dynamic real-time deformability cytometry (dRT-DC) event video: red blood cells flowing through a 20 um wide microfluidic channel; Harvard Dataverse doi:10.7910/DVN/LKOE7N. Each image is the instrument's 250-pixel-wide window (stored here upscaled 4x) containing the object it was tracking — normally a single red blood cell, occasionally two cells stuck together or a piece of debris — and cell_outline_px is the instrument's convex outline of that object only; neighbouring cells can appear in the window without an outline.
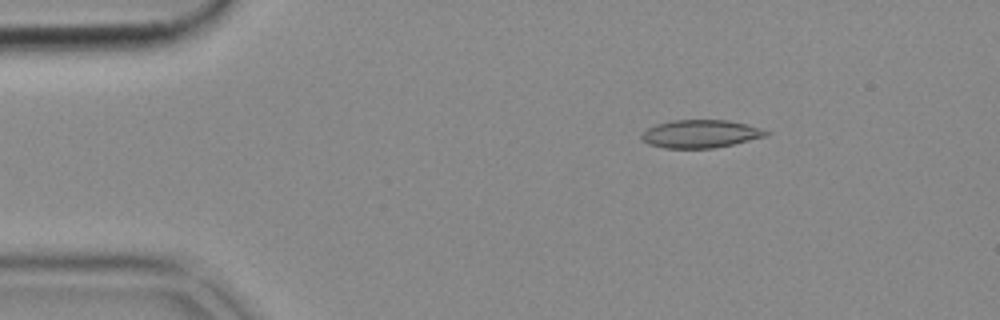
{"species": "common noctule bat (a hibernating species)", "species_latin": "Nyctalus noctula", "temperature_condition": "cold", "stored_images_in_passage": 52, "camera_frame_rate_fps": 3000, "um_per_image_px": 0.085, "animal": {"sex": "female", "body_mass_g": 18.4}, "frame": {"image": 1, "passage_image": 8, "time_ms": 2.333, "image_size_px": [1000, 320], "cell_outline_px": [[772, 132], [768, 136], [732, 144], [712, 148], [664, 148], [648, 144], [640, 136], [640, 132], [656, 124], [672, 120], [728, 120], [760, 128]], "centroid_in_image_um": [59.53, 11.37], "position_along_channel_um": 25.5, "area_um2": 20.29}}
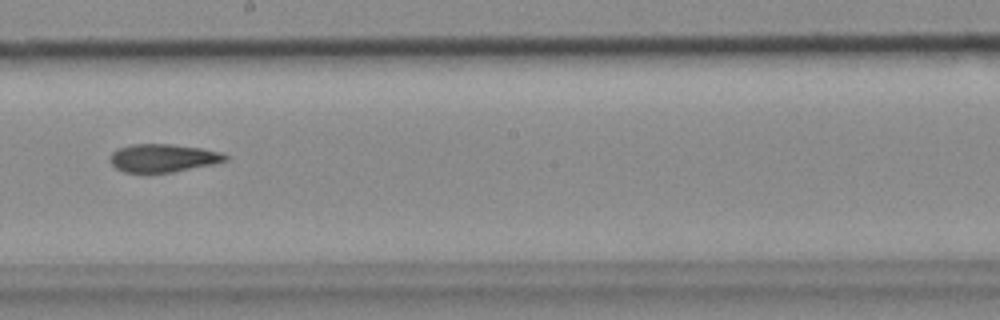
{"frame": {"image": 2, "passage_image": 29, "time_ms": 9.333, "image_size_px": [1000, 320], "cell_outline_px": [[228, 160], [212, 164], [172, 172], [124, 172], [116, 168], [108, 160], [112, 152], [120, 148], [132, 144], [172, 144], [200, 148], [220, 152], [228, 156]], "centroid_in_image_um": [13.84, 13.43], "position_along_channel_um": 234.4, "area_um2": 18.67}}
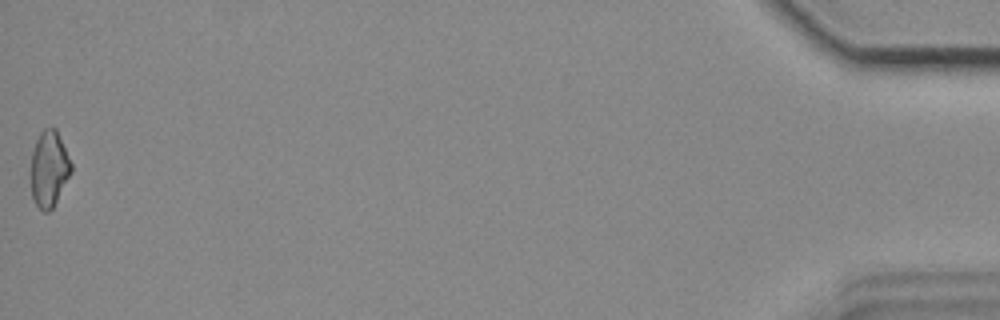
{"frame": {"image": 3, "passage_image": 52, "time_ms": 17.0, "image_size_px": [1000, 320], "cell_outline_px": [[72, 172], [52, 208], [48, 212], [44, 212], [36, 204], [32, 196], [32, 152], [36, 140], [40, 132], [44, 128], [56, 128], [72, 164]], "centroid_in_image_um": [4.19, 14.33], "position_along_channel_um": 431.0, "area_um2": 17.57}}